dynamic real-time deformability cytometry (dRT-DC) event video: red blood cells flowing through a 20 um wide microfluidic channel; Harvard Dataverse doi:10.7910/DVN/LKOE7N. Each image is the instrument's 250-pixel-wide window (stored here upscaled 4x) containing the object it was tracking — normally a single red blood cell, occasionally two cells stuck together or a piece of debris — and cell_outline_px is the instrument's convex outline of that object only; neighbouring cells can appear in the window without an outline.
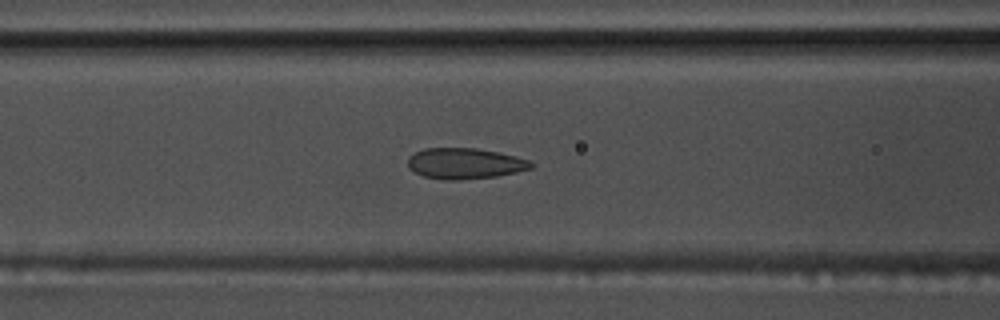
{"species": "common noctule bat (a hibernating species)", "species_latin": "Nyctalus noctula", "temperature_condition": "warm", "stored_images_in_passage": 56, "camera_frame_rate_fps": 3000, "um_per_image_px": 0.085, "animal": {"sex": "male", "body_mass_g": 17.5, "forearm_length_mm": 52.3}, "frame": {"image": 1, "passage_image": 22, "time_ms": 7.0, "image_size_px": [1000, 320], "cell_outline_px": [[532, 168], [516, 172], [496, 176], [460, 180], [448, 180], [424, 176], [408, 168], [408, 156], [424, 148], [476, 148], [516, 156], [528, 160], [532, 164]], "centroid_in_image_um": [39.49, 13.89], "position_along_channel_um": 127.1, "area_um2": 21.96}}
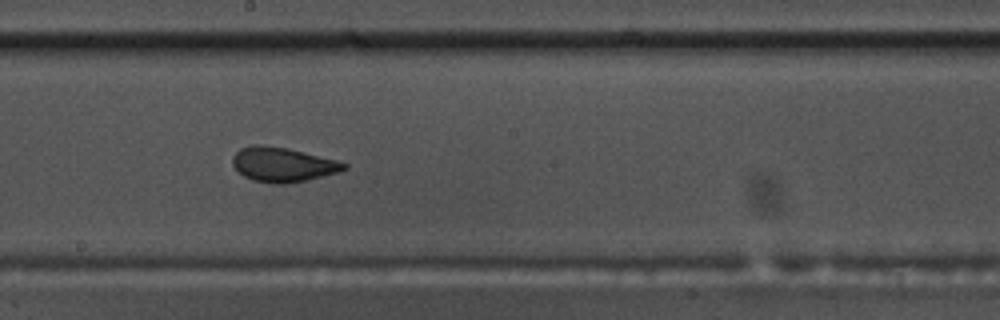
{"frame": {"image": 2, "passage_image": 30, "time_ms": 9.667, "image_size_px": [1000, 320], "cell_outline_px": [[348, 168], [336, 172], [304, 180], [284, 184], [276, 184], [252, 180], [244, 176], [232, 164], [232, 156], [240, 148], [252, 144], [260, 144], [288, 148], [336, 160], [348, 164]], "centroid_in_image_um": [23.99, 13.97], "position_along_channel_um": 224.2, "area_um2": 22.2}}
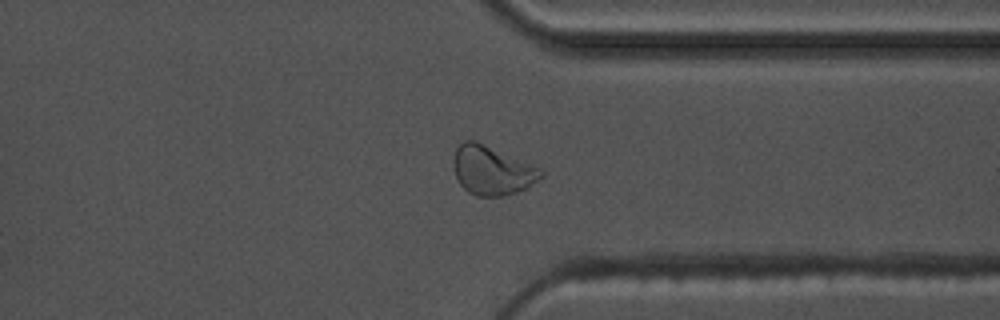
{"frame": {"image": 3, "passage_image": 42, "time_ms": 13.667, "image_size_px": [1000, 320], "cell_outline_px": [[544, 176], [524, 188], [516, 192], [500, 196], [476, 196], [468, 192], [460, 184], [456, 176], [452, 160], [456, 148], [464, 140], [476, 140], [540, 168], [544, 172]], "centroid_in_image_um": [41.79, 14.47], "position_along_channel_um": 369.6, "area_um2": 24.8}, "authors_computed_cell_mechanics": {"area_um2": 23.5246, "velocity_mm_per_s": 3.6584, "shape_relaxation_time_tau1_ms": 7.7127, "shape_relaxation_time_tau2_ms": 0.9595, "deformation_change_tau1": 0.1493, "deformation_change_tau2": 0.0684}}